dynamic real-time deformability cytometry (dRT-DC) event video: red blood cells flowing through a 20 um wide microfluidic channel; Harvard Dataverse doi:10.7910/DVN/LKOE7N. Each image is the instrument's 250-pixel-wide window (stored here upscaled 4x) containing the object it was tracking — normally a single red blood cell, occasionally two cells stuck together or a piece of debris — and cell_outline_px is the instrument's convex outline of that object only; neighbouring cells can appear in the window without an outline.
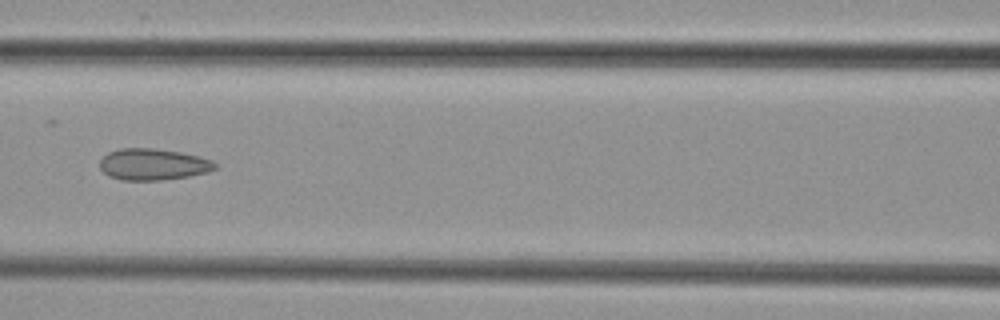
{"species": "common noctule bat (a hibernating species)", "species_latin": "Nyctalus noctula", "temperature_condition": "cold", "stored_images_in_passage": 8, "camera_frame_rate_fps": 3000, "um_per_image_px": 0.085, "animal": {"sex": "female", "body_mass_g": 29.2, "forearm_length_mm": 56.3}, "frame": {"image": 1, "passage_image": 6, "time_ms": 6.0, "image_size_px": [1000, 320], "cell_outline_px": [[216, 168], [208, 172], [188, 176], [160, 180], [120, 180], [108, 176], [100, 168], [100, 160], [108, 152], [120, 148], [152, 148], [180, 152], [200, 156], [212, 160], [216, 164]], "centroid_in_image_um": [13.0, 13.97], "position_along_channel_um": 153.6, "area_um2": 21.15}}
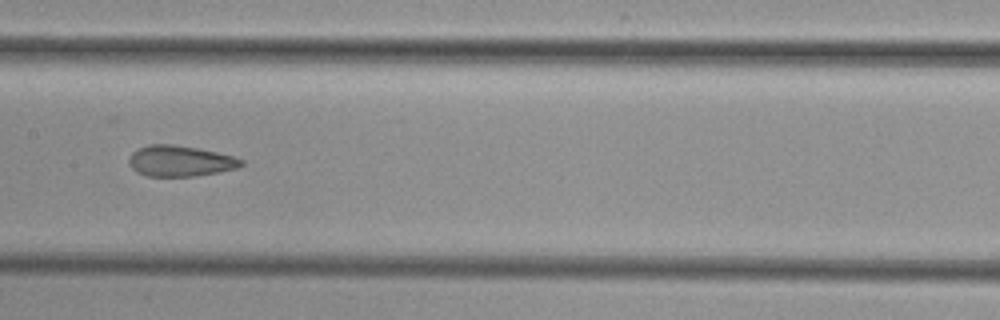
{"frame": {"image": 2, "passage_image": 7, "time_ms": 7.0, "image_size_px": [1000, 320], "cell_outline_px": [[244, 164], [236, 168], [216, 172], [192, 176], [148, 176], [136, 172], [128, 164], [128, 160], [132, 152], [136, 148], [148, 144], [172, 144], [196, 148], [216, 152], [232, 156], [244, 160]], "centroid_in_image_um": [15.25, 13.67], "position_along_channel_um": 192.1, "area_um2": 20.11}}
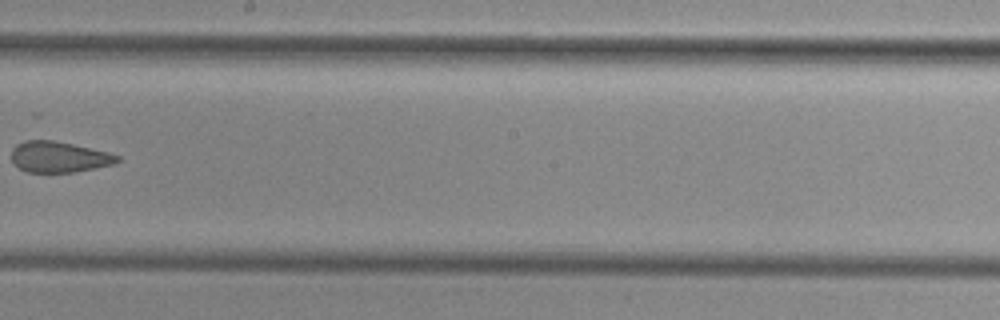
{"frame": {"image": 3, "passage_image": 8, "time_ms": 8.333, "image_size_px": [1000, 320], "cell_outline_px": [[120, 160], [116, 164], [76, 172], [28, 172], [20, 168], [12, 160], [12, 148], [16, 144], [24, 140], [52, 140], [72, 144], [108, 152], [120, 156]], "centroid_in_image_um": [5.03, 13.34], "position_along_channel_um": 243.2, "area_um2": 19.07}}